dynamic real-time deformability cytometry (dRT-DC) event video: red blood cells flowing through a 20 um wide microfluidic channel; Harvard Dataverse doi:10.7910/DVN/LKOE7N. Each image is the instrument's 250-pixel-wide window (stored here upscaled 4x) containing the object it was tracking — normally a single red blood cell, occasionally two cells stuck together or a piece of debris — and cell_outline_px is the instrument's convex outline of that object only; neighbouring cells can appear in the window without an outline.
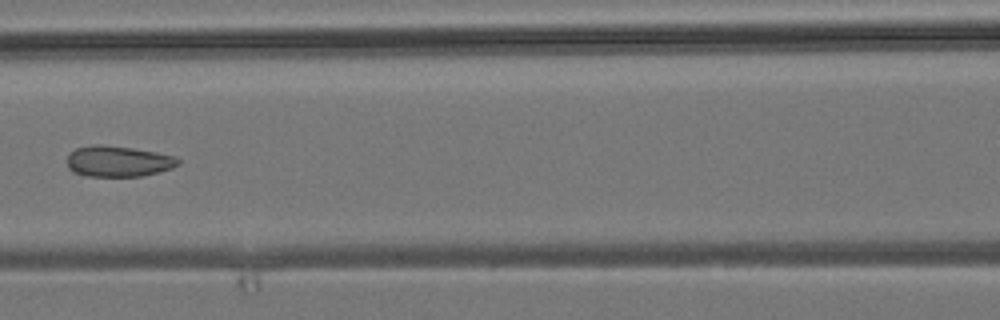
{"species": "common noctule bat (a hibernating species)", "species_latin": "Nyctalus noctula", "temperature_condition": "room temperature", "stored_images_in_passage": 7, "camera_frame_rate_fps": 3000, "um_per_image_px": 0.085, "animal": {"sex": "male", "body_mass_g": 19.2, "forearm_length_mm": 51.8}, "frame": {"image": 1, "passage_image": 7, "time_ms": 6.667, "image_size_px": [1000, 320], "cell_outline_px": [[180, 164], [172, 168], [140, 176], [88, 176], [72, 172], [68, 168], [68, 156], [76, 148], [92, 144], [100, 144], [132, 148], [156, 152], [176, 156], [180, 160]], "centroid_in_image_um": [10.05, 13.7], "position_along_channel_um": 156.5, "area_um2": 19.94}}